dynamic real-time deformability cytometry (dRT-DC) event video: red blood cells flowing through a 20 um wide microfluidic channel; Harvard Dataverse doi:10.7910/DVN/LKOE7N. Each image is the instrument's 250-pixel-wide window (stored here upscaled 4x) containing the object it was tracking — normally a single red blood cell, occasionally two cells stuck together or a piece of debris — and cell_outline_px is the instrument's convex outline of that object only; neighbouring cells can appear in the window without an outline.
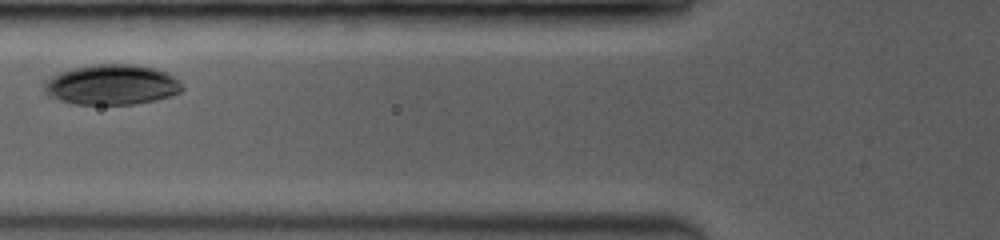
{"species": "common noctule bat (a hibernating species)", "species_latin": "Nyctalus noctula", "temperature_condition": "room temperature", "stored_images_in_passage": 10, "camera_frame_rate_fps": 3500, "um_per_image_px": 0.085, "animal": {"sex": "female", "body_mass_g": 19.0, "forearm_length_mm": 53.3}, "frame": {"image": 1, "passage_image": 4, "time_ms": 1.714, "image_size_px": [1000, 240], "cell_outline_px": [[184, 88], [180, 92], [156, 100], [136, 104], [76, 104], [60, 100], [48, 96], [44, 92], [44, 80], [60, 72], [72, 68], [96, 64], [132, 64], [152, 68], [168, 72]], "centroid_in_image_um": [9.46, 7.2], "position_along_channel_um": 116.3, "area_um2": 32.25}}
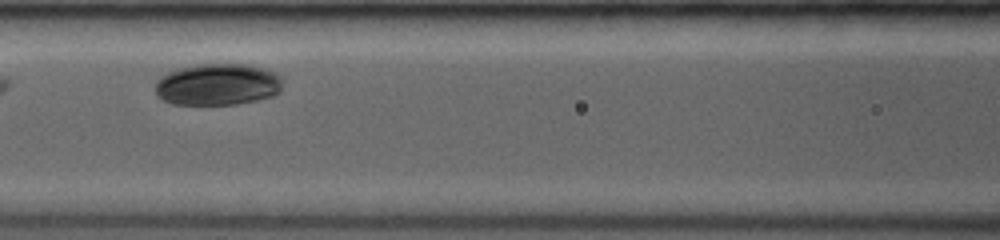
{"frame": {"image": 2, "passage_image": 5, "time_ms": 2.571, "image_size_px": [1000, 240], "cell_outline_px": [[280, 92], [272, 96], [260, 100], [236, 104], [172, 104], [156, 96], [156, 80], [160, 76], [168, 72], [180, 68], [196, 64], [244, 64], [276, 72], [280, 76]], "centroid_in_image_um": [18.48, 7.18], "position_along_channel_um": 148.1, "area_um2": 30.98}}
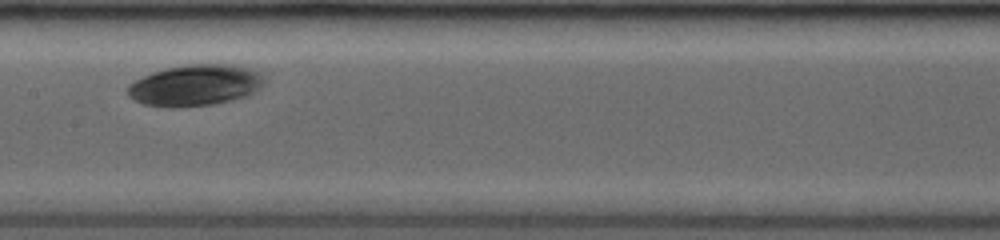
{"frame": {"image": 3, "passage_image": 7, "time_ms": 3.714, "image_size_px": [1000, 240], "cell_outline_px": [[264, 84], [248, 96], [232, 100], [212, 104], [176, 108], [168, 108], [144, 104], [128, 96], [128, 84], [152, 72], [168, 68], [188, 64], [224, 64], [248, 68], [256, 72], [264, 80]], "centroid_in_image_um": [16.56, 7.26], "position_along_channel_um": 190.8, "area_um2": 32.54}}